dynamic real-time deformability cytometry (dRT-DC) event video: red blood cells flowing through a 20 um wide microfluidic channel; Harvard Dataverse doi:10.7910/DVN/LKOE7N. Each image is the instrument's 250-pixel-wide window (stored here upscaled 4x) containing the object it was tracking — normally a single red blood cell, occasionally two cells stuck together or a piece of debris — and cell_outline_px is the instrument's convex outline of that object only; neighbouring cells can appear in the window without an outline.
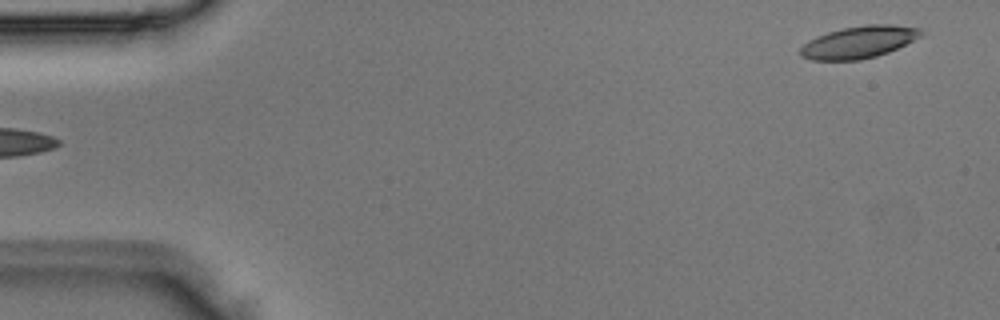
{"species": "Egyptian fruit bat (a non-hibernating species)", "species_latin": "Rousettus aegyptiacus", "temperature_condition": "room temperature", "stored_images_in_passage": 2, "segment_of_instrument_passage": [2, 2], "camera_frame_rate_fps": 3000, "um_per_image_px": 0.085, "animal": {"sex": "male"}, "frame": {"image": 1, "passage_image": 2, "time_ms": 0.333, "image_size_px": [1000, 320], "cell_outline_px": [[920, 36], [888, 52], [876, 56], [860, 60], [812, 60], [800, 56], [800, 48], [804, 44], [816, 36], [828, 32], [844, 28], [868, 24], [888, 24], [920, 28]], "centroid_in_image_um": [72.95, 3.59], "position_along_channel_um": 12.1, "area_um2": 22.2}}